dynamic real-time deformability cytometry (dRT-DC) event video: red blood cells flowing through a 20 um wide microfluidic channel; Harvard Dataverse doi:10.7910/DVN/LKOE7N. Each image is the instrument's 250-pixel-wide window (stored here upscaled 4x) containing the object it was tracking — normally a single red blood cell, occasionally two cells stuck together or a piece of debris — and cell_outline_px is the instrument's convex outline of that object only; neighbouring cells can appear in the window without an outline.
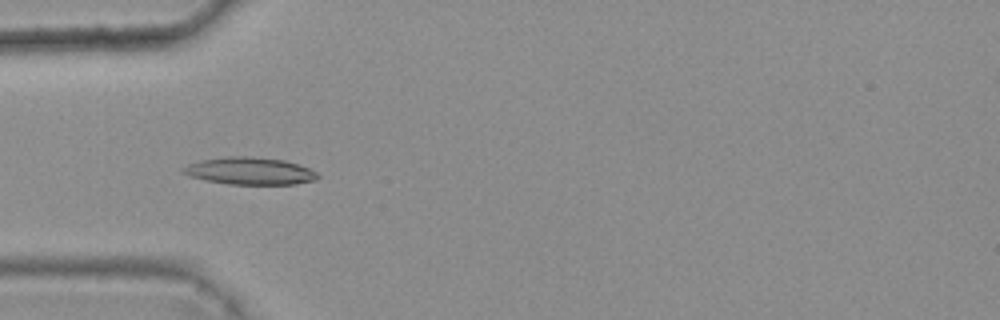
{"species": "common noctule bat (a hibernating species)", "species_latin": "Nyctalus noctula", "temperature_condition": "warm", "stored_images_in_passage": 6, "camera_frame_rate_fps": 3000, "um_per_image_px": 0.085, "animal": {"sex": "female", "body_mass_g": 25.1}, "frame": {"image": 1, "passage_image": 4, "time_ms": 1.0, "image_size_px": [1000, 320], "cell_outline_px": [[320, 176], [316, 180], [296, 184], [228, 184], [204, 180], [188, 176], [180, 172], [180, 168], [188, 164], [200, 160], [228, 156], [252, 156], [284, 160], [308, 168], [316, 172]], "centroid_in_image_um": [21.18, 14.53], "position_along_channel_um": 63.8, "area_um2": 21.56}}
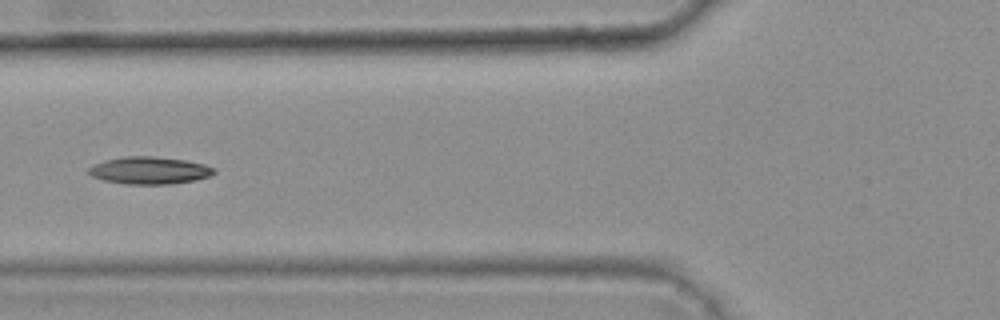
{"frame": {"image": 2, "passage_image": 5, "time_ms": 1.333, "image_size_px": [1000, 320], "cell_outline_px": [[216, 172], [208, 176], [196, 180], [168, 184], [128, 184], [104, 180], [92, 176], [88, 172], [88, 168], [104, 160], [124, 156], [152, 156], [184, 160], [204, 164], [216, 168]], "centroid_in_image_um": [12.71, 14.48], "position_along_channel_um": 113.1, "area_um2": 19.83}}
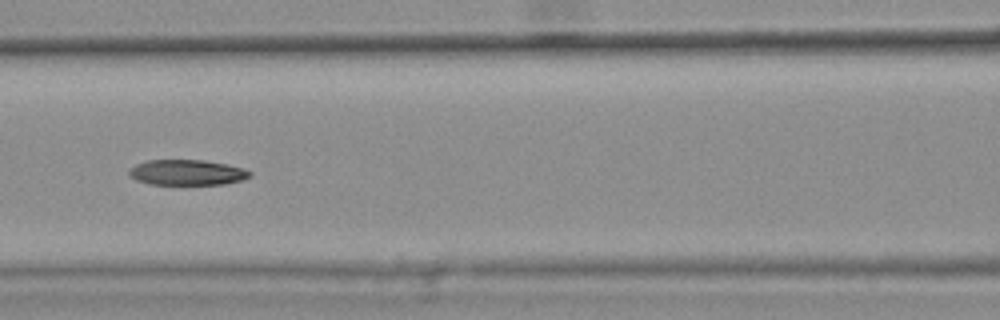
{"frame": {"image": 3, "passage_image": 6, "time_ms": 1.667, "image_size_px": [1000, 320], "cell_outline_px": [[252, 172], [248, 176], [240, 180], [224, 184], [148, 184], [136, 180], [128, 176], [128, 172], [136, 164], [148, 160], [204, 160], [224, 164], [240, 168]], "centroid_in_image_um": [15.82, 14.66], "position_along_channel_um": 150.8, "area_um2": 17.63}}